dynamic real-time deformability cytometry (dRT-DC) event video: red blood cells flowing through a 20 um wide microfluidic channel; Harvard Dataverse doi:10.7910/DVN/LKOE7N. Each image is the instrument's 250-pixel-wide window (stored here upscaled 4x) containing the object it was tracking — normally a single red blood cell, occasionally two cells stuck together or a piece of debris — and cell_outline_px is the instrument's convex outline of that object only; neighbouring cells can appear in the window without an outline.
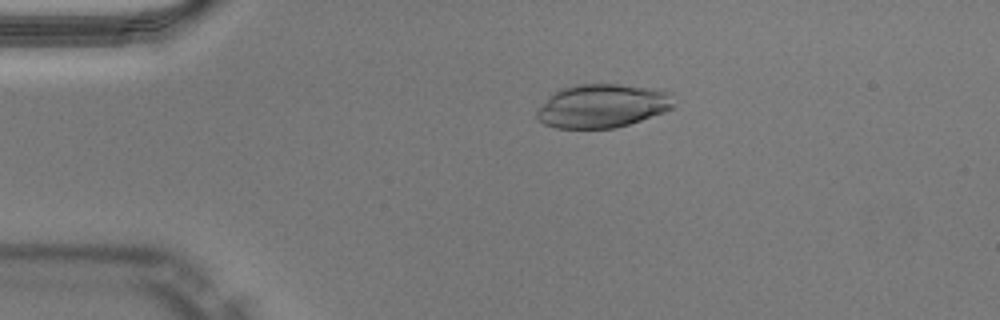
{"species": "Egyptian fruit bat (a non-hibernating species)", "species_latin": "Rousettus aegyptiacus", "temperature_condition": "warm", "stored_images_in_passage": 49, "camera_frame_rate_fps": 3000, "um_per_image_px": 0.085, "animal": {"sex": "male"}, "frame": {"image": 1, "passage_image": 10, "time_ms": 3.0, "image_size_px": [1000, 320], "cell_outline_px": [[672, 108], [664, 112], [616, 128], [556, 128], [544, 124], [536, 116], [536, 112], [548, 96], [560, 88], [580, 84], [620, 84], [668, 92], [672, 104]], "centroid_in_image_um": [51.12, 9.01], "position_along_channel_um": 33.9, "area_um2": 34.28}}
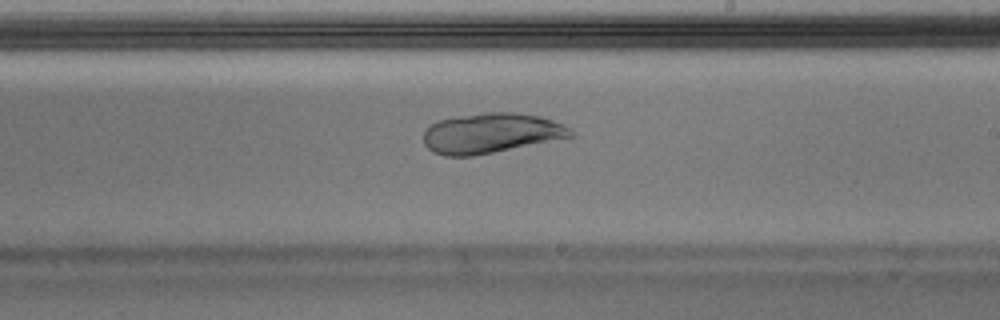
{"frame": {"image": 2, "passage_image": 29, "time_ms": 9.333, "image_size_px": [1000, 320], "cell_outline_px": [[572, 136], [472, 156], [444, 156], [432, 152], [424, 144], [424, 132], [432, 124], [440, 120], [460, 116], [488, 112], [516, 112], [540, 116], [552, 120], [568, 128], [572, 132]], "centroid_in_image_um": [41.68, 11.32], "position_along_channel_um": 247.3, "area_um2": 33.64}}
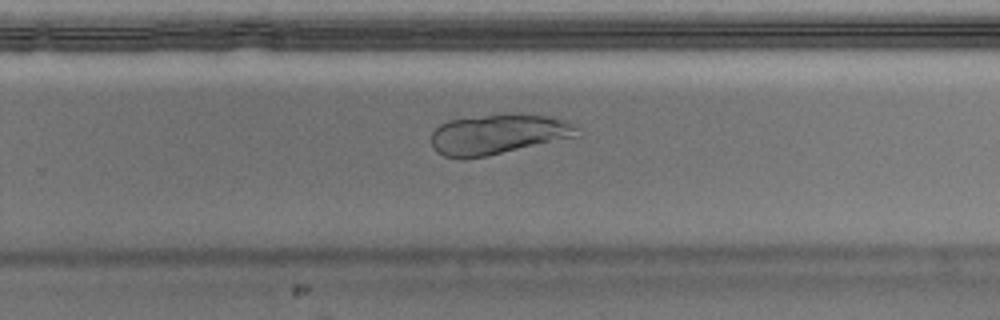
{"frame": {"image": 3, "passage_image": 32, "time_ms": 10.333, "image_size_px": [1000, 320], "cell_outline_px": [[580, 136], [488, 156], [464, 160], [460, 160], [444, 156], [436, 152], [432, 148], [432, 132], [440, 124], [448, 120], [500, 112], [508, 112], [548, 116], [568, 120], [576, 128]], "centroid_in_image_um": [42.32, 11.41], "position_along_channel_um": 287.5, "area_um2": 35.08}}